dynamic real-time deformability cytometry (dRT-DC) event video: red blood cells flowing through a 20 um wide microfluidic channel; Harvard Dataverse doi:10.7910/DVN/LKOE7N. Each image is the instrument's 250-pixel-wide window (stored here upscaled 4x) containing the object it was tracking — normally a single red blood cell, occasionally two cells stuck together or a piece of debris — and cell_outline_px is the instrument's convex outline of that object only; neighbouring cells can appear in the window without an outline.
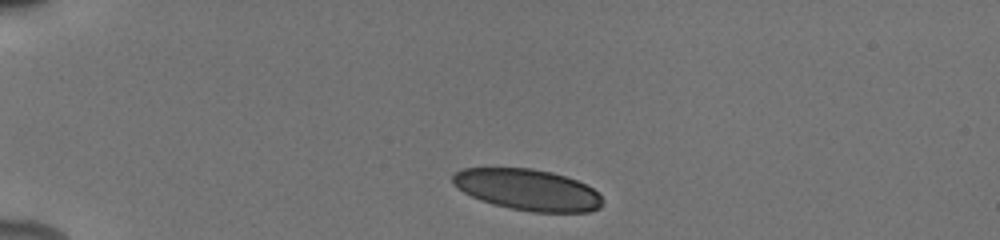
{"species": "human", "species_latin": "Homo sapiens", "temperature_condition": "cold", "stored_images_in_passage": 21, "camera_frame_rate_fps": 3000, "um_per_image_px": 0.085, "donor": {"sex": "male"}, "frame": {"image": 1, "passage_image": 1, "time_ms": 0.0, "image_size_px": [1000, 240], "cell_outline_px": [[604, 204], [600, 208], [588, 212], [532, 212], [492, 204], [480, 200], [464, 192], [452, 184], [452, 176], [456, 172], [464, 168], [532, 168], [552, 172], [576, 180], [592, 188], [604, 200]], "centroid_in_image_um": [44.85, 16.13], "position_along_channel_um": 40.1, "area_um2": 35.95}}
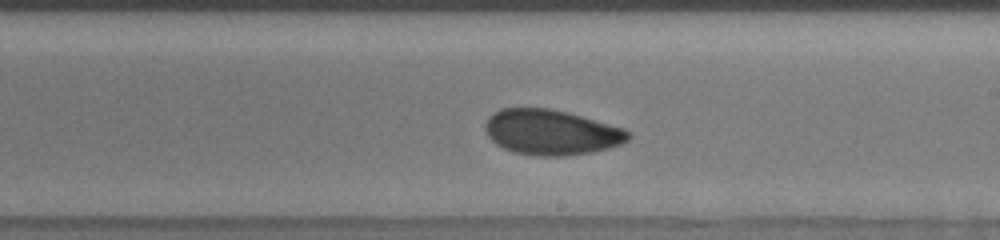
{"frame": {"image": 2, "passage_image": 15, "time_ms": 6.667, "image_size_px": [1000, 240], "cell_outline_px": [[632, 136], [628, 140], [620, 144], [608, 148], [592, 152], [564, 156], [540, 156], [512, 152], [496, 144], [488, 136], [484, 128], [484, 124], [488, 116], [500, 108], [552, 108], [568, 112], [624, 128], [632, 132]], "centroid_in_image_um": [46.85, 11.23], "position_along_channel_um": 242.1, "area_um2": 38.03}}
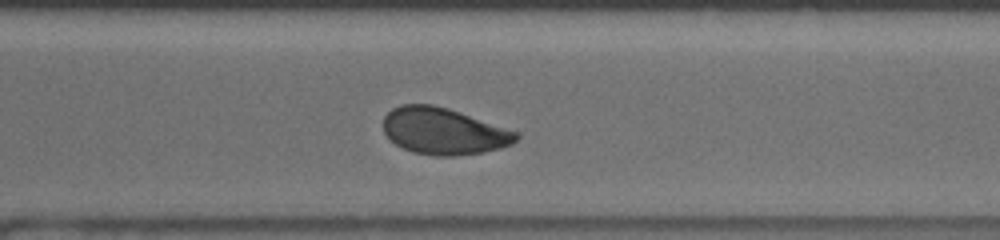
{"frame": {"image": 3, "passage_image": 21, "time_ms": 9.0, "image_size_px": [1000, 240], "cell_outline_px": [[520, 136], [512, 144], [500, 148], [484, 152], [456, 156], [436, 156], [412, 152], [396, 144], [384, 132], [384, 116], [392, 108], [400, 104], [432, 104], [448, 108], [516, 132]], "centroid_in_image_um": [37.68, 11.15], "position_along_channel_um": 332.9, "area_um2": 35.84}}